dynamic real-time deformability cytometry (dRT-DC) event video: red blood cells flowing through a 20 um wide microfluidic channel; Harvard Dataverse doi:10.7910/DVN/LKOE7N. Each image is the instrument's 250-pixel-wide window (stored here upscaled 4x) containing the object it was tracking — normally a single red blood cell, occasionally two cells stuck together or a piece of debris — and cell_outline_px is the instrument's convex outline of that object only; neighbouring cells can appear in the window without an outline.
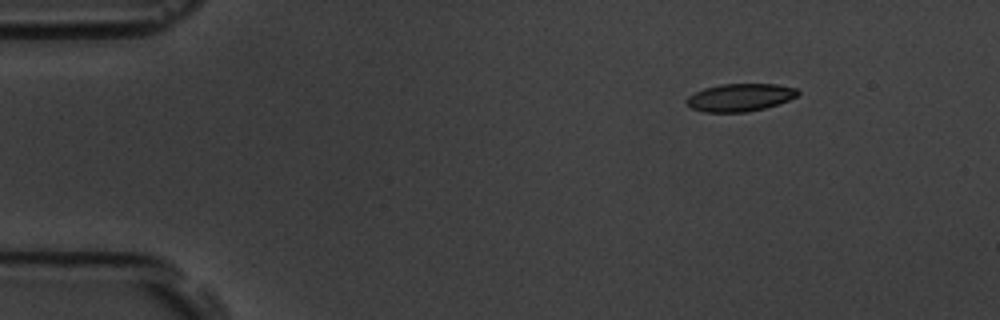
{"species": "common noctule bat (a hibernating species)", "species_latin": "Nyctalus noctula", "temperature_condition": "room temperature", "stored_images_in_passage": 3, "camera_frame_rate_fps": 3000, "um_per_image_px": 0.085, "animal": {"sex": "male", "body_mass_g": 19.5, "forearm_length_mm": 54.6}, "frame": {"image": 1, "passage_image": 1, "time_ms": 0.0, "image_size_px": [1000, 320], "cell_outline_px": [[800, 92], [796, 96], [788, 100], [764, 108], [744, 112], [704, 112], [692, 108], [688, 104], [688, 96], [704, 88], [720, 84], [776, 84], [796, 88]], "centroid_in_image_um": [62.91, 8.27], "position_along_channel_um": 22.1, "area_um2": 17.69}}